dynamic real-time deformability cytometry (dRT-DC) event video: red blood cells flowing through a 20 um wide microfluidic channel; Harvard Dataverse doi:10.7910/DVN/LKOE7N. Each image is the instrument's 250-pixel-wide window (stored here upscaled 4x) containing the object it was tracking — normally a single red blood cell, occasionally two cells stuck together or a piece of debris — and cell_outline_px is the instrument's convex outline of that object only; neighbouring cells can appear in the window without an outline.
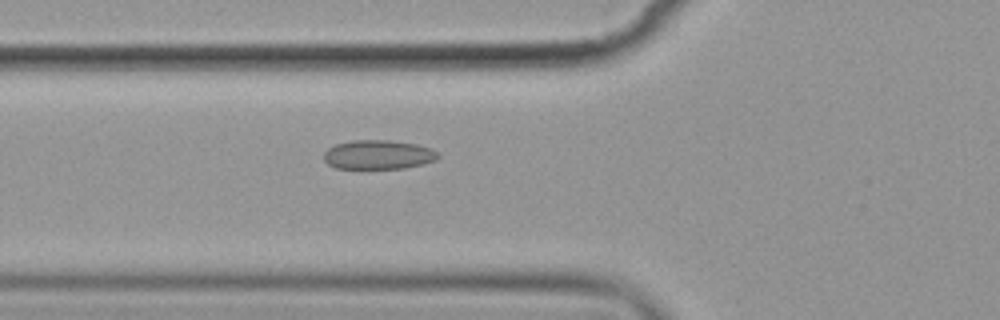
{"species": "common noctule bat (a hibernating species)", "species_latin": "Nyctalus noctula", "temperature_condition": "cold", "stored_images_in_passage": 4, "camera_frame_rate_fps": 3000, "um_per_image_px": 0.085, "animal": {"sex": "female", "body_mass_g": 19.9}, "frame": {"image": 1, "passage_image": 4, "time_ms": 4.333, "image_size_px": [1000, 320], "cell_outline_px": [[440, 156], [436, 160], [424, 164], [404, 168], [336, 168], [328, 164], [324, 160], [324, 152], [328, 148], [336, 144], [352, 140], [388, 140], [416, 144], [432, 148]], "centroid_in_image_um": [32.16, 13.14], "position_along_channel_um": 93.6, "area_um2": 19.42}}